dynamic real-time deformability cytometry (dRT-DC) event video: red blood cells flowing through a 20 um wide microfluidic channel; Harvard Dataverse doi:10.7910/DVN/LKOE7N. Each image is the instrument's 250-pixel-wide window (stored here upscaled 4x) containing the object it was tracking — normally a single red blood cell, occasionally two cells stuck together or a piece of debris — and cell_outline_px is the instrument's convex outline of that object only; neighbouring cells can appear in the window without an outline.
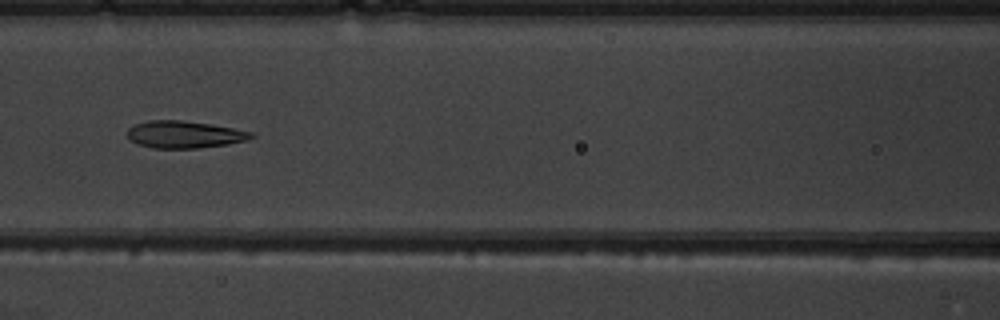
{"species": "common noctule bat (a hibernating species)", "species_latin": "Nyctalus noctula", "temperature_condition": "warm", "stored_images_in_passage": 9, "camera_frame_rate_fps": 3000, "um_per_image_px": 0.085, "animal": {"sex": "male", "body_mass_g": 19.5, "forearm_length_mm": 54.6}, "frame": {"image": 1, "passage_image": 7, "time_ms": 8.0, "image_size_px": [1000, 320], "cell_outline_px": [[256, 136], [248, 140], [228, 144], [196, 148], [152, 148], [128, 140], [128, 128], [136, 124], [148, 120], [180, 120], [212, 124], [252, 132]], "centroid_in_image_um": [15.68, 11.43], "position_along_channel_um": 150.9, "area_um2": 19.59}}
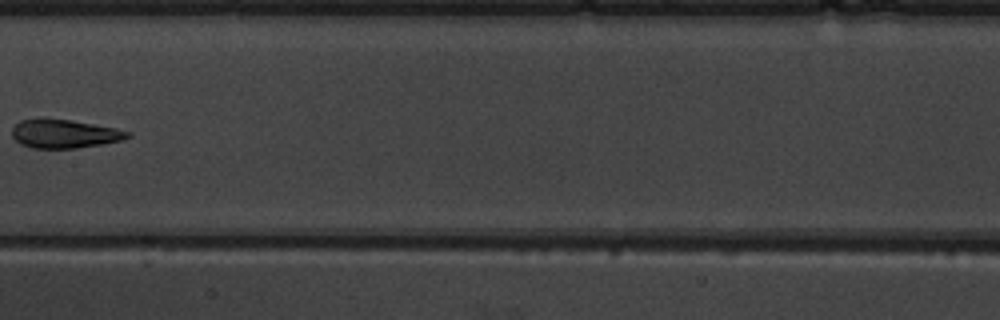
{"frame": {"image": 2, "passage_image": 8, "time_ms": 9.333, "image_size_px": [1000, 320], "cell_outline_px": [[132, 136], [120, 140], [100, 144], [76, 148], [32, 148], [20, 144], [12, 136], [12, 128], [20, 120], [36, 116], [44, 116], [72, 120], [132, 132]], "centroid_in_image_um": [5.39, 11.33], "position_along_channel_um": 202.0, "area_um2": 19.59}}
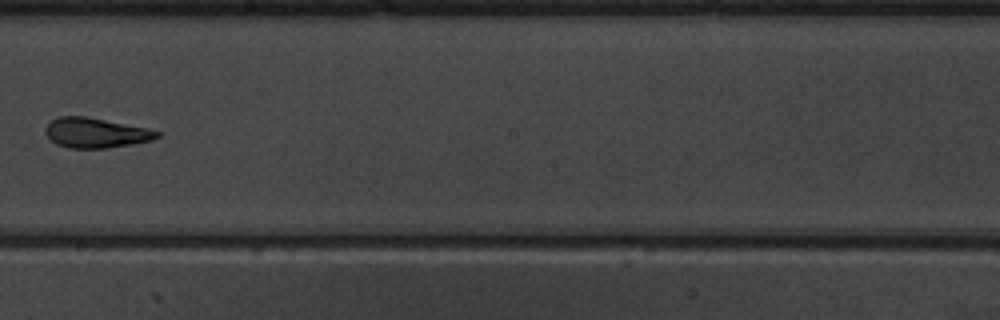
{"frame": {"image": 3, "passage_image": 9, "time_ms": 10.333, "image_size_px": [1000, 320], "cell_outline_px": [[160, 136], [152, 140], [132, 144], [108, 148], [68, 148], [56, 144], [44, 132], [44, 128], [52, 120], [60, 116], [84, 116], [148, 128], [160, 132]], "centroid_in_image_um": [8.13, 11.29], "position_along_channel_um": 240.1, "area_um2": 19.42}}